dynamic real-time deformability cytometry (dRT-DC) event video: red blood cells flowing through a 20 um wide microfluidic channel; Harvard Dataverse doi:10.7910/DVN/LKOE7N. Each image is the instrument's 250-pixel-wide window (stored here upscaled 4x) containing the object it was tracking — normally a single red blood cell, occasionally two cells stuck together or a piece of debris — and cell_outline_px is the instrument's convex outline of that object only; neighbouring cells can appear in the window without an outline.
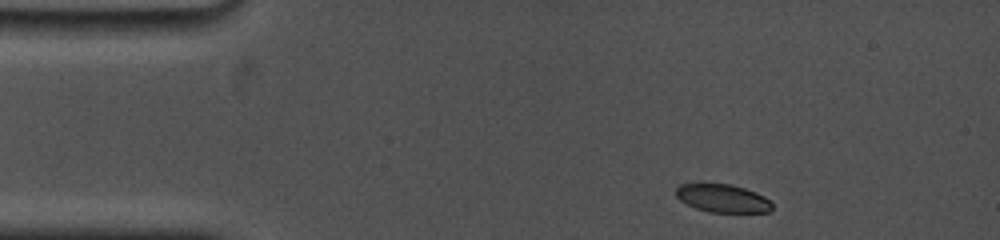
{"species": "common noctule bat (a hibernating species)", "species_latin": "Nyctalus noctula", "temperature_condition": "cold", "stored_images_in_passage": 34, "camera_frame_rate_fps": 5000, "um_per_image_px": 0.085, "animal": {"sex": "female", "body_mass_g": 19.0, "forearm_length_mm": 53.3}, "frame": {"image": 1, "passage_image": 1, "time_ms": 0.0, "image_size_px": [1000, 240], "cell_outline_px": [[772, 208], [768, 212], [708, 212], [696, 208], [680, 200], [676, 196], [676, 188], [680, 184], [700, 180], [704, 180], [732, 184], [756, 192], [764, 196], [772, 204]], "centroid_in_image_um": [61.35, 16.79], "position_along_channel_um": 23.7, "area_um2": 16.42}}
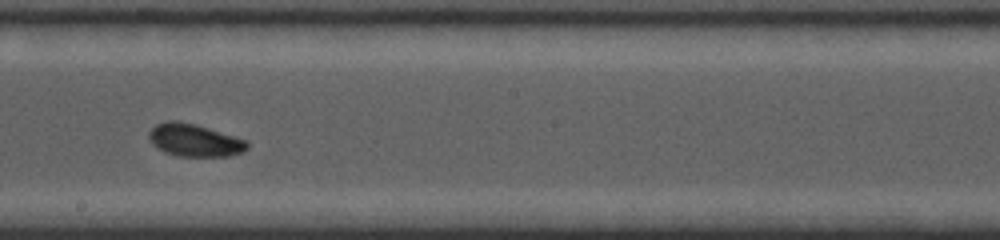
{"frame": {"image": 2, "passage_image": 19, "time_ms": 7.4, "image_size_px": [1000, 240], "cell_outline_px": [[248, 148], [240, 152], [228, 156], [180, 156], [164, 152], [152, 144], [148, 136], [148, 132], [156, 124], [168, 120], [176, 120], [196, 124], [248, 140]], "centroid_in_image_um": [16.52, 11.9], "position_along_channel_um": 231.7, "area_um2": 18.67}}
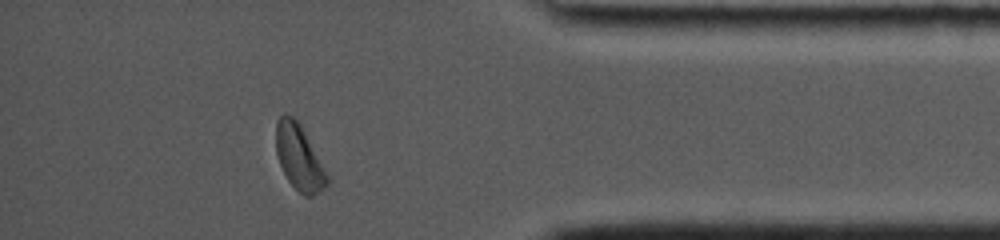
{"frame": {"image": 3, "passage_image": 32, "time_ms": 12.6, "image_size_px": [1000, 240], "cell_outline_px": [[332, 180], [324, 188], [312, 196], [304, 196], [288, 180], [280, 164], [276, 152], [276, 120], [284, 112], [292, 116], [300, 124]], "centroid_in_image_um": [25.45, 13.38], "position_along_channel_um": 409.8, "area_um2": 19.48}, "authors_computed_cell_mechanics": {"area_um2": 18.3515, "velocity_mm_per_s": 3.7045, "shape_relaxation_time_tau1_ms": 2.838, "shape_relaxation_time_tau2_ms": 7.0779, "deformation_change_tau1": 0.1332, "deformation_change_tau2": 0.0976}}